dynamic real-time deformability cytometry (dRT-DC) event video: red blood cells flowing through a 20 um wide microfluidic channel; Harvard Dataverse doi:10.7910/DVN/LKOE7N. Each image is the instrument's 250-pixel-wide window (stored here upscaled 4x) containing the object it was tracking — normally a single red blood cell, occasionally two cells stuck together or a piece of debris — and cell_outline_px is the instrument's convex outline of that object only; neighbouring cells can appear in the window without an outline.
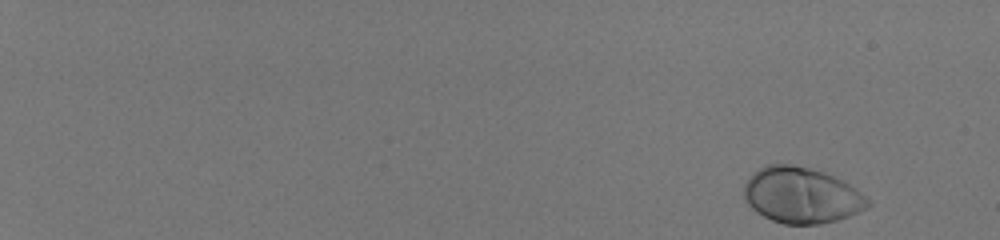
{"species": "human", "species_latin": "Homo sapiens", "temperature_condition": "room temperature", "stored_images_in_passage": 52, "camera_frame_rate_fps": 3000, "um_per_image_px": 0.085, "donor": {"sex": "male"}, "frame": {"image": 1, "passage_image": 1, "time_ms": 0.0, "image_size_px": [1000, 240], "cell_outline_px": [[872, 204], [848, 216], [836, 220], [820, 224], [784, 224], [772, 220], [756, 212], [748, 204], [744, 196], [744, 184], [760, 168], [768, 164], [792, 164], [824, 172], [856, 188]], "centroid_in_image_um": [68.11, 16.6], "position_along_channel_um": 16.9, "area_um2": 39.77}}
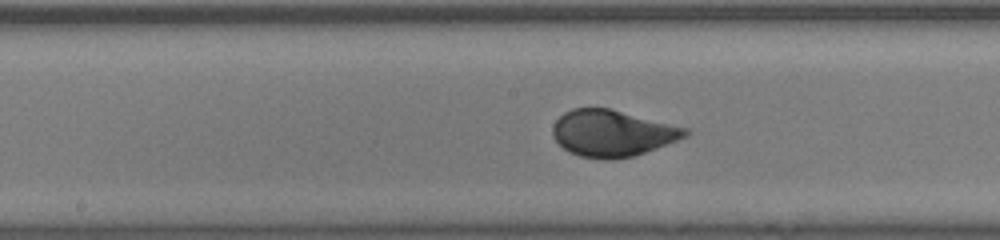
{"frame": {"image": 2, "passage_image": 31, "time_ms": 10.0, "image_size_px": [1000, 240], "cell_outline_px": [[692, 132], [688, 136], [644, 152], [632, 156], [608, 160], [604, 160], [580, 156], [568, 152], [552, 136], [552, 128], [556, 120], [564, 112], [572, 108], [612, 108], [688, 128]], "centroid_in_image_um": [52.05, 11.31], "position_along_channel_um": 196.2, "area_um2": 36.01}}
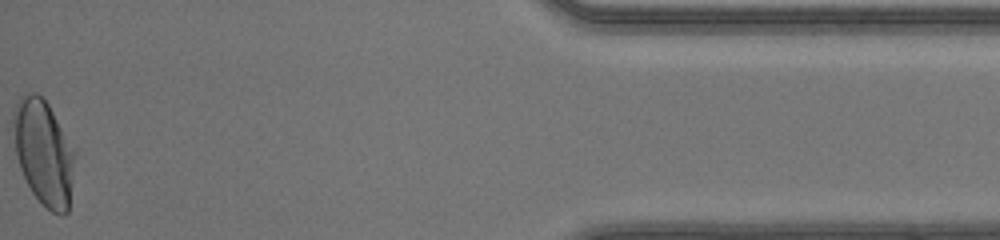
{"frame": {"image": 3, "passage_image": 52, "time_ms": 17.0, "image_size_px": [1000, 240], "cell_outline_px": [[76, 152], [68, 212], [64, 216], [60, 216], [52, 212], [32, 192], [20, 168], [16, 152], [12, 120], [12, 112], [20, 96], [28, 92], [36, 92], [48, 104]], "centroid_in_image_um": [3.71, 12.95], "position_along_channel_um": 431.5, "area_um2": 37.51}, "authors_computed_cell_mechanics": {"area_um2": 36.4429, "velocity_mm_per_s": 4.1519, "shape_relaxation_time_tau1_ms": 2.5956, "shape_relaxation_time_tau2_ms": null, "deformation_change_tau1": 0.1619, "deformation_change_tau2": null}}